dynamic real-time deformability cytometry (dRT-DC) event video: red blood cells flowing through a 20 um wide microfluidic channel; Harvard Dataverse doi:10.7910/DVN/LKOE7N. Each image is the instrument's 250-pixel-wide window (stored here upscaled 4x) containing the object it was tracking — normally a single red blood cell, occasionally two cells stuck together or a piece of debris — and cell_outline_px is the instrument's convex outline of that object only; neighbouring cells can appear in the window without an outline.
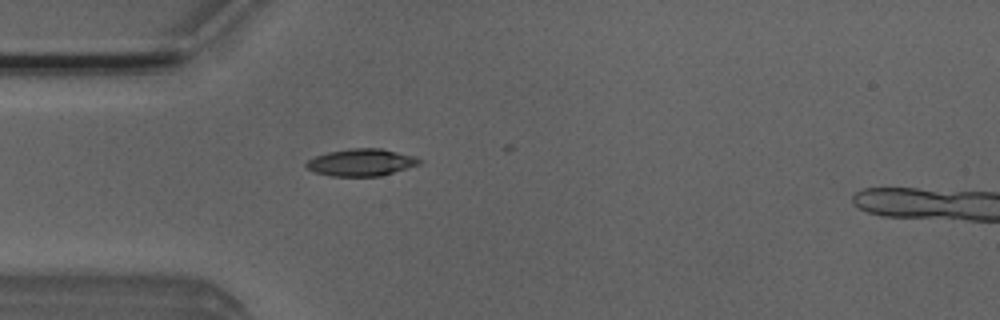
{"species": "Egyptian fruit bat (a non-hibernating species)", "species_latin": "Rousettus aegyptiacus", "temperature_condition": "room temperature", "stored_images_in_passage": 8, "camera_frame_rate_fps": 3000, "um_per_image_px": 0.085, "animal": {"sex": "male"}, "frame": {"image": 1, "passage_image": 2, "time_ms": 0.333, "image_size_px": [1000, 320], "cell_outline_px": [[424, 160], [420, 164], [380, 176], [332, 176], [316, 172], [308, 168], [304, 164], [308, 160], [316, 156], [328, 152], [352, 148], [380, 148], [416, 156]], "centroid_in_image_um": [30.74, 13.8], "position_along_channel_um": 54.3, "area_um2": 17.8}}